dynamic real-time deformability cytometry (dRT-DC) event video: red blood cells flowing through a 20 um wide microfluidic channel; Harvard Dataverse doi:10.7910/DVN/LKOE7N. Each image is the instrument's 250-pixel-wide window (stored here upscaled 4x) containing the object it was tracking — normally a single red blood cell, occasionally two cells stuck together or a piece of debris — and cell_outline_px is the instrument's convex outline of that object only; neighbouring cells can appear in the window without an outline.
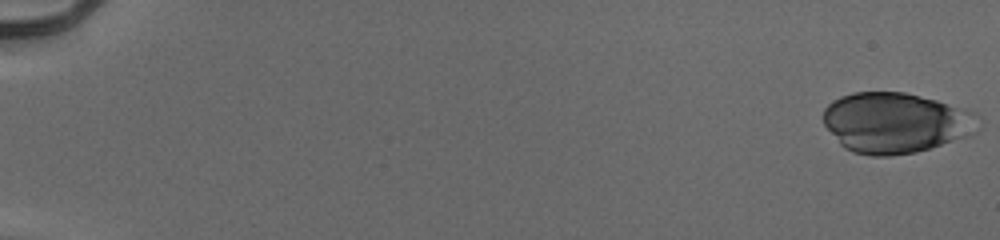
{"species": "human", "species_latin": "Homo sapiens", "temperature_condition": "cold", "stored_images_in_passage": 54, "camera_frame_rate_fps": 3000, "um_per_image_px": 0.085, "donor": {"sex": "male"}, "frame": {"image": 1, "passage_image": 1, "time_ms": 0.0, "image_size_px": [1000, 240], "cell_outline_px": [[980, 128], [976, 132], [968, 136], [916, 152], [888, 156], [872, 156], [852, 152], [844, 148], [840, 144], [824, 124], [824, 108], [832, 100], [840, 96], [852, 92], [904, 92], [936, 100], [976, 112], [980, 116]], "centroid_in_image_um": [76.14, 10.43], "position_along_channel_um": 8.9, "area_um2": 54.91}}
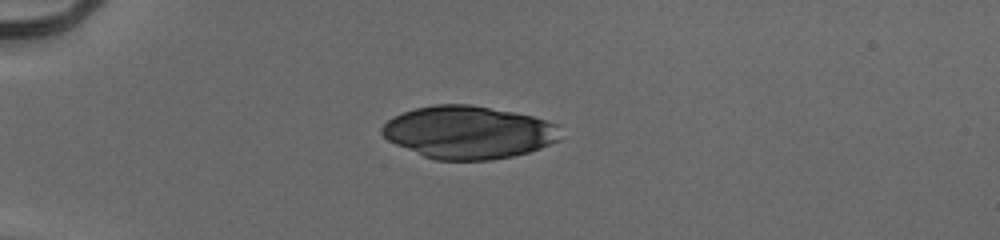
{"frame": {"image": 2, "passage_image": 16, "time_ms": 5.0, "image_size_px": [1000, 240], "cell_outline_px": [[560, 140], [540, 148], [528, 152], [512, 156], [488, 160], [436, 160], [424, 156], [396, 144], [388, 140], [380, 132], [380, 128], [392, 116], [416, 108], [436, 104], [472, 104], [532, 116], [556, 124]], "centroid_in_image_um": [39.79, 11.24], "position_along_channel_um": 45.2, "area_um2": 54.56}}
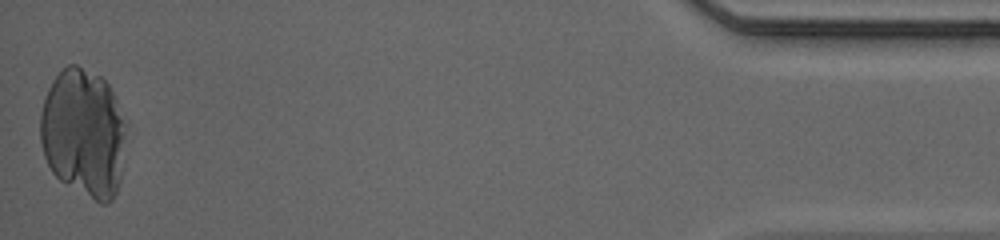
{"frame": {"image": 3, "passage_image": 54, "time_ms": 17.667, "image_size_px": [1000, 240], "cell_outline_px": [[128, 124], [120, 176], [116, 192], [112, 200], [108, 204], [100, 204], [60, 180], [52, 172], [44, 156], [40, 140], [40, 116], [44, 100], [48, 88], [52, 80], [68, 64], [76, 64], [100, 76], [108, 84], [128, 120]], "centroid_in_image_um": [7.12, 11.3], "position_along_channel_um": 428.1, "area_um2": 64.91}}